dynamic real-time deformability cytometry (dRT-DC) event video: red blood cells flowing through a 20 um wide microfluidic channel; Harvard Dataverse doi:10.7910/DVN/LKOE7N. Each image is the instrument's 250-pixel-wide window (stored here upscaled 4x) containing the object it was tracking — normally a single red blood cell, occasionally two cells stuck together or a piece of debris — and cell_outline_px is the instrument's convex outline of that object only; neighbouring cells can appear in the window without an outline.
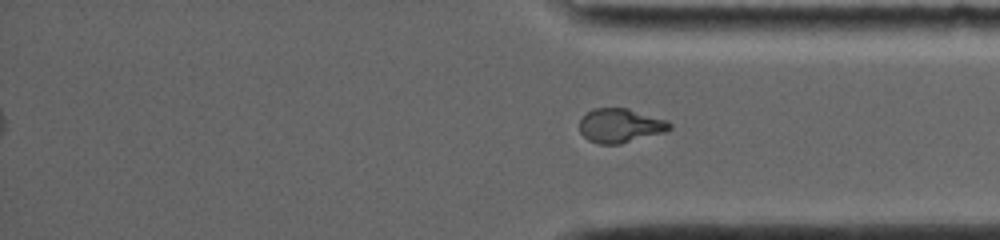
{"species": "common noctule bat (a hibernating species)", "species_latin": "Nyctalus noctula", "temperature_condition": "room temperature", "stored_images_in_passage": 33, "segment_of_instrument_passage": [2, 2], "camera_frame_rate_fps": 4000, "um_per_image_px": 0.085, "animal": {"sex": "female", "body_mass_g": 19.0, "forearm_length_mm": 56.7}, "frame": {"image": 1, "passage_image": 33, "time_ms": 16.5, "image_size_px": [1000, 240], "cell_outline_px": [[672, 128], [668, 132], [620, 144], [600, 144], [588, 140], [580, 132], [580, 120], [588, 112], [596, 108], [628, 108], [668, 120], [672, 124]], "centroid_in_image_um": [52.79, 10.68], "position_along_channel_um": 382.4, "area_um2": 18.09}}